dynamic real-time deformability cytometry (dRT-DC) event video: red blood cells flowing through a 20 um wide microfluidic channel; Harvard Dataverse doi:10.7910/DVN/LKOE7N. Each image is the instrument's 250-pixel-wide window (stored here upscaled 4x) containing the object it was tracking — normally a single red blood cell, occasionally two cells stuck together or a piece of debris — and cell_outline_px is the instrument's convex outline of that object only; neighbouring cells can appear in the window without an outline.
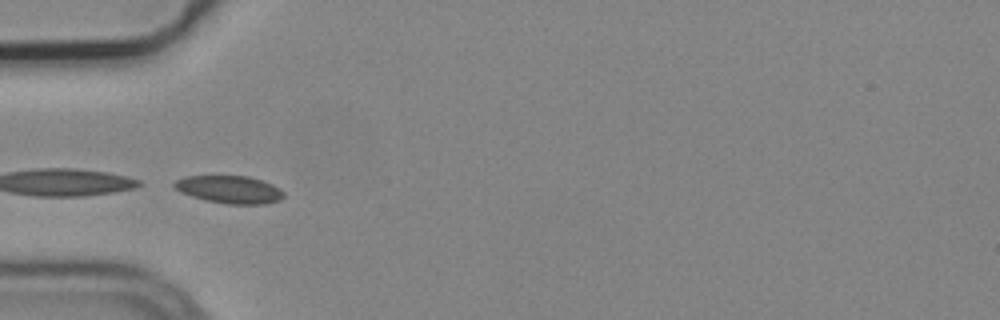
{"species": "common noctule bat (a hibernating species)", "species_latin": "Nyctalus noctula", "temperature_condition": "cold", "stored_images_in_passage": 9, "camera_frame_rate_fps": 3000, "um_per_image_px": 0.085, "animal": {"sex": "male", "body_mass_g": 19.2, "forearm_length_mm": 51.8}, "frame": {"image": 1, "passage_image": 4, "time_ms": 1.0, "image_size_px": [1000, 320], "cell_outline_px": [[284, 196], [280, 200], [264, 204], [228, 204], [208, 200], [192, 196], [180, 192], [172, 184], [176, 180], [184, 176], [248, 176], [272, 184], [280, 188], [284, 192]], "centroid_in_image_um": [19.52, 16.1], "position_along_channel_um": 65.5, "area_um2": 17.51}}
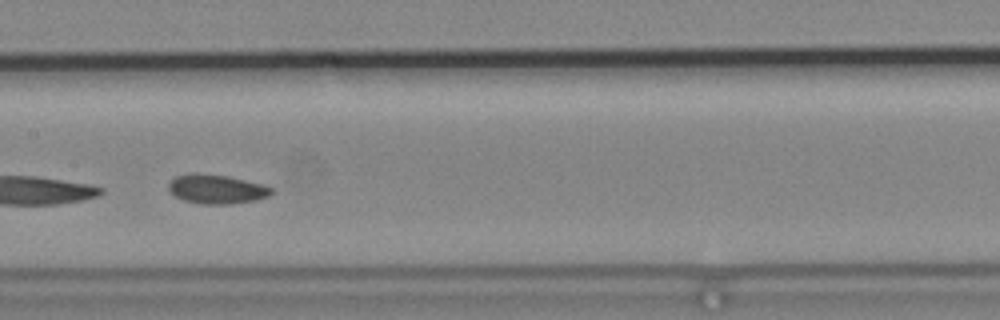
{"frame": {"image": 2, "passage_image": 7, "time_ms": 2.0, "image_size_px": [1000, 320], "cell_outline_px": [[272, 192], [268, 196], [256, 200], [232, 204], [200, 204], [184, 200], [176, 196], [168, 188], [168, 184], [176, 176], [192, 172], [196, 172], [228, 176], [264, 184], [272, 188]], "centroid_in_image_um": [18.42, 16.06], "position_along_channel_um": 189.0, "area_um2": 17.57}}
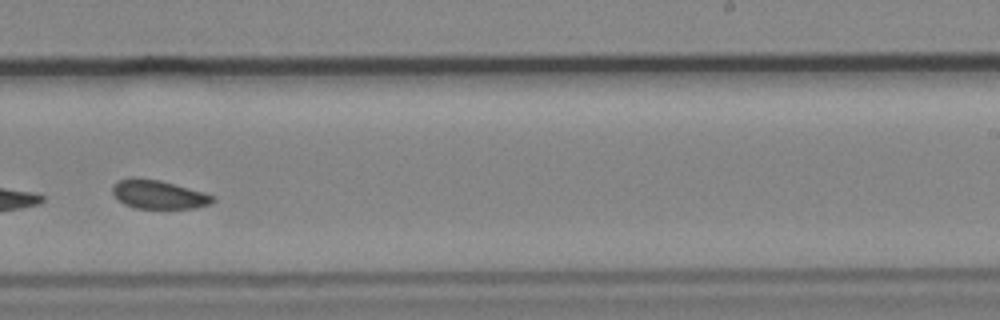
{"frame": {"image": 3, "passage_image": 9, "time_ms": 2.667, "image_size_px": [1000, 320], "cell_outline_px": [[216, 200], [212, 204], [196, 208], [136, 208], [124, 204], [112, 192], [112, 188], [120, 180], [132, 176], [160, 180], [204, 192], [212, 196]], "centroid_in_image_um": [13.5, 16.52], "position_along_channel_um": 275.5, "area_um2": 16.7}}